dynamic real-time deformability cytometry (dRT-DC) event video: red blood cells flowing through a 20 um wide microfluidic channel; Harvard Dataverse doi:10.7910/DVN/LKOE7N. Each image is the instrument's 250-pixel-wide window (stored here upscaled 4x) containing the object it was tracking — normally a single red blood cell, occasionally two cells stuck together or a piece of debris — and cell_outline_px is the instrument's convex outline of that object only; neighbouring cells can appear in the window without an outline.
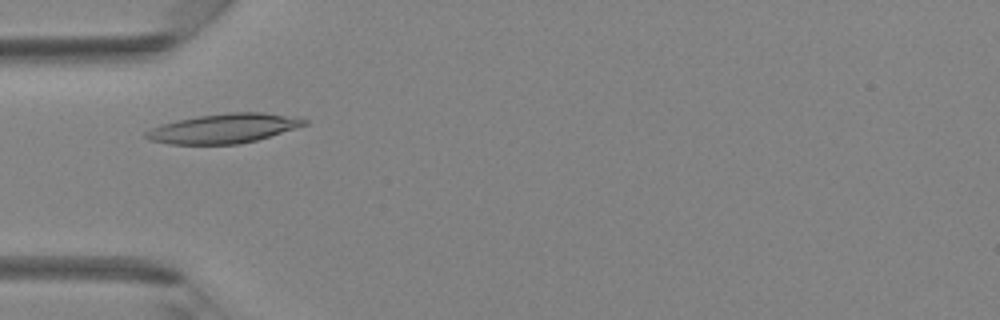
{"species": "Egyptian fruit bat (a non-hibernating species)", "species_latin": "Rousettus aegyptiacus", "temperature_condition": "room temperature", "stored_images_in_passage": 40, "camera_frame_rate_fps": 3000, "um_per_image_px": 0.085, "animal": {"sex": "female"}, "frame": {"image": 1, "passage_image": 11, "time_ms": 3.333, "image_size_px": [1000, 320], "cell_outline_px": [[308, 124], [296, 128], [256, 140], [240, 144], [168, 144], [152, 140], [144, 136], [144, 132], [160, 124], [200, 116], [232, 112], [264, 112], [308, 120]], "centroid_in_image_um": [19.01, 10.92], "position_along_channel_um": 66.0, "area_um2": 26.76}}
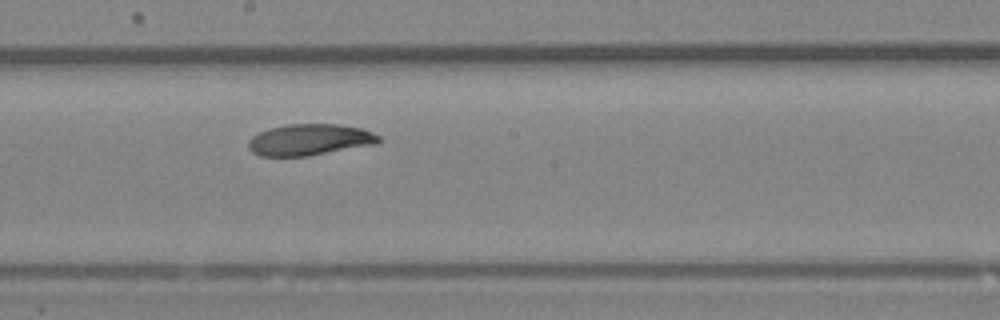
{"frame": {"image": 2, "passage_image": 21, "time_ms": 6.667, "image_size_px": [1000, 320], "cell_outline_px": [[380, 140], [376, 144], [308, 156], [260, 156], [252, 152], [248, 148], [248, 140], [252, 136], [268, 128], [288, 124], [336, 124], [364, 128], [380, 136]], "centroid_in_image_um": [26.31, 11.87], "position_along_channel_um": 221.9, "area_um2": 23.93}}
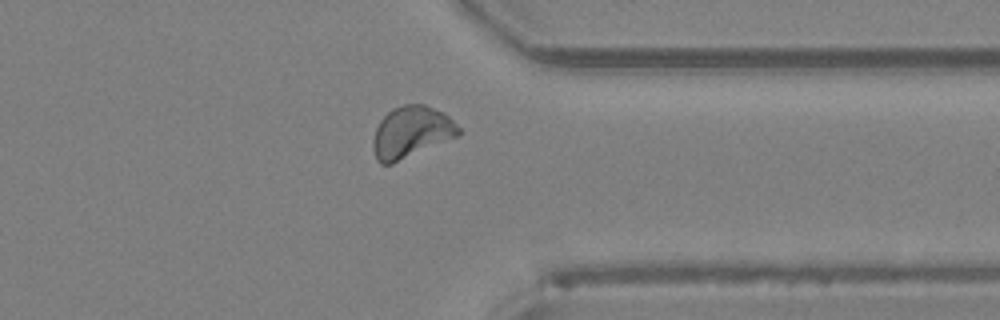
{"frame": {"image": 3, "passage_image": 31, "time_ms": 10.0, "image_size_px": [1000, 320], "cell_outline_px": [[460, 136], [392, 164], [380, 164], [376, 160], [372, 148], [372, 140], [376, 128], [380, 120], [392, 108], [404, 104], [424, 104], [444, 112], [460, 128]], "centroid_in_image_um": [34.95, 11.24], "position_along_channel_um": 376.4, "area_um2": 26.01}}